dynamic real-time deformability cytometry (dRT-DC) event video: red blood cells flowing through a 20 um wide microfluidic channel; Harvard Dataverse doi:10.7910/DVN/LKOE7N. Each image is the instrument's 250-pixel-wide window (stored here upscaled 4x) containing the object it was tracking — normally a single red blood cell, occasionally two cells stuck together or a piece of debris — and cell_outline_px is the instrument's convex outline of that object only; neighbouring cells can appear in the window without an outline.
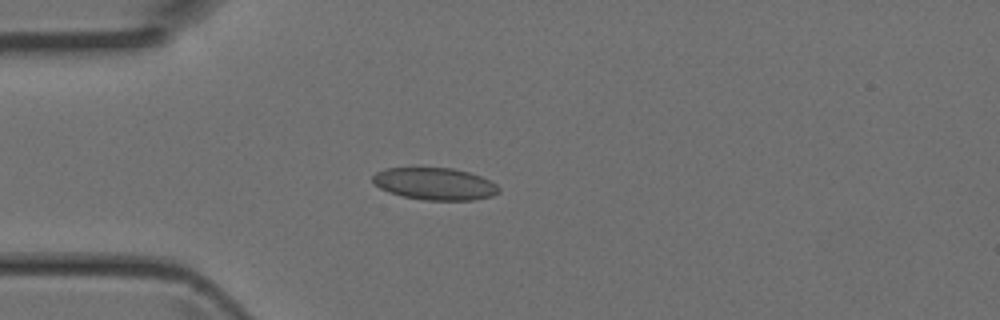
{"species": "Egyptian fruit bat (a non-hibernating species)", "species_latin": "Rousettus aegyptiacus", "temperature_condition": "room temperature", "stored_images_in_passage": 2, "camera_frame_rate_fps": 3000, "um_per_image_px": 0.085, "animal": {"sex": "female"}, "frame": {"image": 1, "passage_image": 2, "time_ms": 0.333, "image_size_px": [1000, 320], "cell_outline_px": [[500, 192], [492, 196], [472, 200], [424, 200], [404, 196], [388, 192], [380, 188], [372, 180], [372, 176], [376, 172], [388, 168], [452, 168], [468, 172], [480, 176], [496, 184], [500, 188]], "centroid_in_image_um": [36.97, 15.63], "position_along_channel_um": 48.0, "area_um2": 23.47}}